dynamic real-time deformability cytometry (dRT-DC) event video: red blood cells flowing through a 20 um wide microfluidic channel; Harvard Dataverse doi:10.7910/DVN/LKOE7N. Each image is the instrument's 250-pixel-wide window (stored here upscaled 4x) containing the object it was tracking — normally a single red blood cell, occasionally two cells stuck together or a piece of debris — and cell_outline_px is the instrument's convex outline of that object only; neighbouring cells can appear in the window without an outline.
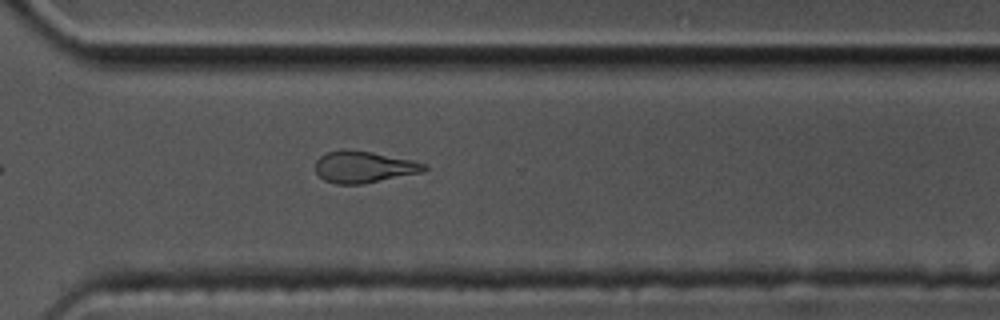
{"species": "common noctule bat (a hibernating species)", "species_latin": "Nyctalus noctula", "temperature_condition": "cold", "stored_images_in_passage": 39, "camera_frame_rate_fps": 3000, "um_per_image_px": 0.085, "animal": {"sex": "male", "body_mass_g": 17.5, "forearm_length_mm": 52.3}, "frame": {"image": 1, "passage_image": 28, "time_ms": 9.0, "image_size_px": [1000, 320], "cell_outline_px": [[428, 168], [424, 172], [364, 184], [336, 184], [324, 180], [316, 172], [316, 160], [324, 152], [372, 152], [412, 160], [428, 164]], "centroid_in_image_um": [30.98, 14.23], "position_along_channel_um": 339.6, "area_um2": 19.71}}